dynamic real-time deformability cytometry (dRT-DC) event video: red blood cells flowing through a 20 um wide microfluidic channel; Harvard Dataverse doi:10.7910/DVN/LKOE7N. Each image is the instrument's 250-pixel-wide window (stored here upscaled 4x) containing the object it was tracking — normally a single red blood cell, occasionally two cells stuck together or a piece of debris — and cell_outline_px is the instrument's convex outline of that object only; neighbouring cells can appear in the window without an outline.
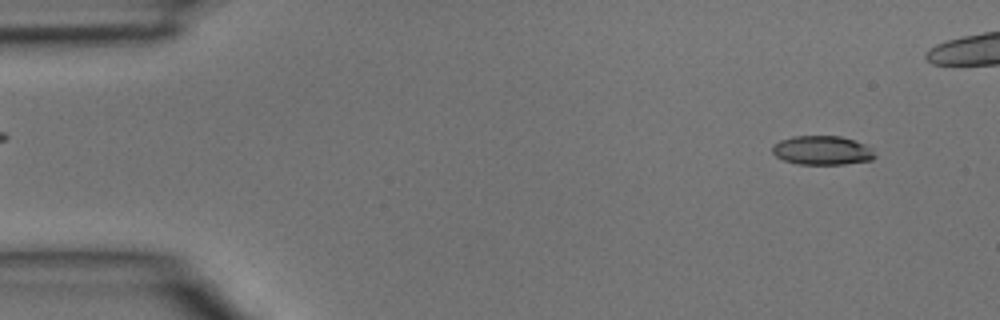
{"species": "common noctule bat (a hibernating species)", "species_latin": "Nyctalus noctula", "temperature_condition": "room temperature", "stored_images_in_passage": 13, "camera_frame_rate_fps": 3000, "um_per_image_px": 0.085, "animal": {"sex": "male", "body_mass_g": 15.6}, "frame": {"image": 1, "passage_image": 3, "time_ms": 0.667, "image_size_px": [1000, 320], "cell_outline_px": [[876, 156], [872, 160], [844, 164], [796, 164], [784, 160], [776, 156], [772, 152], [772, 144], [780, 140], [792, 136], [840, 136], [864, 144], [872, 148]], "centroid_in_image_um": [69.87, 12.78], "position_along_channel_um": 15.1, "area_um2": 17.4}}